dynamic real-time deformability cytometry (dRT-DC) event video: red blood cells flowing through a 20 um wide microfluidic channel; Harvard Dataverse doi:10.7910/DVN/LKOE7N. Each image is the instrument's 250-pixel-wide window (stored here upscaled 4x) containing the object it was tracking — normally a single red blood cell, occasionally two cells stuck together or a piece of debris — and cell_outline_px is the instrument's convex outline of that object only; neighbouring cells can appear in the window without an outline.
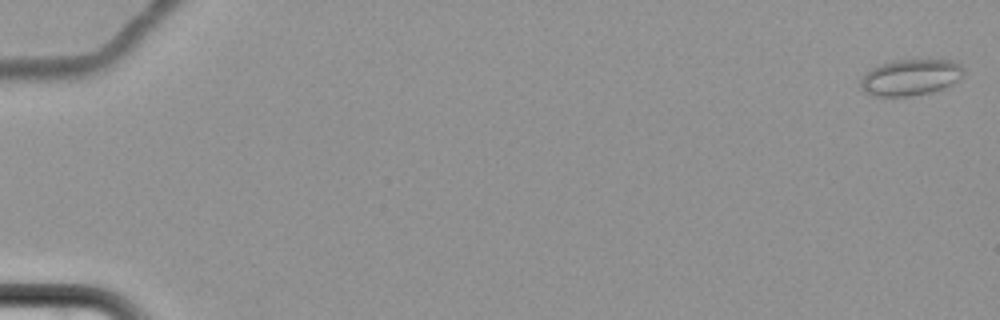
{"species": "common noctule bat (a hibernating species)", "species_latin": "Nyctalus noctula", "temperature_condition": "cold", "stored_images_in_passage": 64, "camera_frame_rate_fps": 3000, "um_per_image_px": 0.085, "animal": {"sex": "female", "body_mass_g": 22.7, "forearm_length_mm": 54.2}, "frame": {"image": 1, "passage_image": 2, "time_ms": 0.333, "image_size_px": [1000, 320], "cell_outline_px": [[964, 72], [960, 80], [944, 88], [932, 92], [912, 96], [868, 96], [860, 88], [860, 80], [872, 68], [880, 64], [896, 60], [952, 60], [960, 64], [964, 68]], "centroid_in_image_um": [77.4, 6.59], "position_along_channel_um": 7.6, "area_um2": 21.96}}
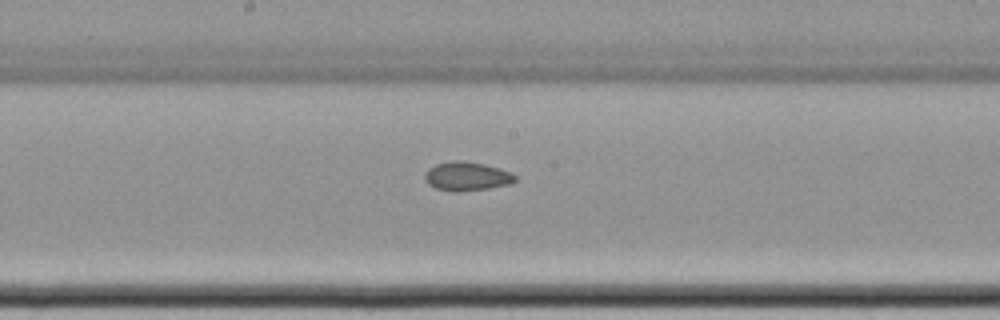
{"frame": {"image": 2, "passage_image": 37, "time_ms": 12.0, "image_size_px": [1000, 320], "cell_outline_px": [[516, 180], [512, 184], [488, 188], [456, 192], [452, 192], [436, 188], [428, 184], [424, 180], [424, 176], [428, 168], [436, 164], [456, 160], [464, 160], [484, 164], [508, 172], [516, 176]], "centroid_in_image_um": [39.64, 14.99], "position_along_channel_um": 208.6, "area_um2": 15.14}}
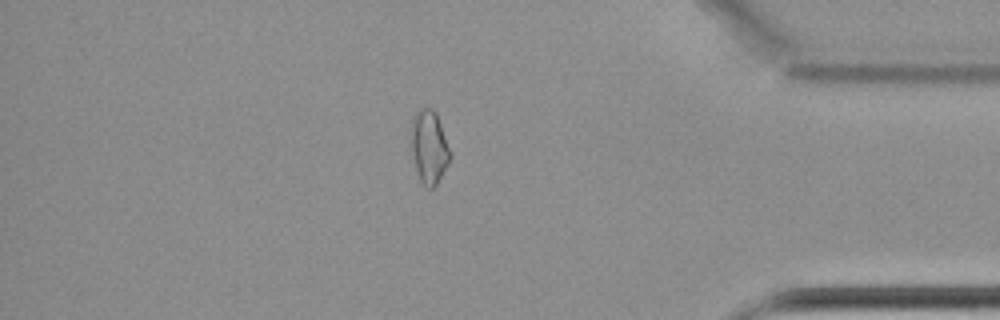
{"frame": {"image": 3, "passage_image": 56, "time_ms": 18.333, "image_size_px": [1000, 320], "cell_outline_px": [[452, 156], [448, 164], [436, 184], [432, 188], [428, 188], [420, 180], [408, 148], [412, 116], [420, 108], [432, 108], [436, 112], [452, 152]], "centroid_in_image_um": [36.44, 12.45], "position_along_channel_um": 398.8, "area_um2": 17.28}}